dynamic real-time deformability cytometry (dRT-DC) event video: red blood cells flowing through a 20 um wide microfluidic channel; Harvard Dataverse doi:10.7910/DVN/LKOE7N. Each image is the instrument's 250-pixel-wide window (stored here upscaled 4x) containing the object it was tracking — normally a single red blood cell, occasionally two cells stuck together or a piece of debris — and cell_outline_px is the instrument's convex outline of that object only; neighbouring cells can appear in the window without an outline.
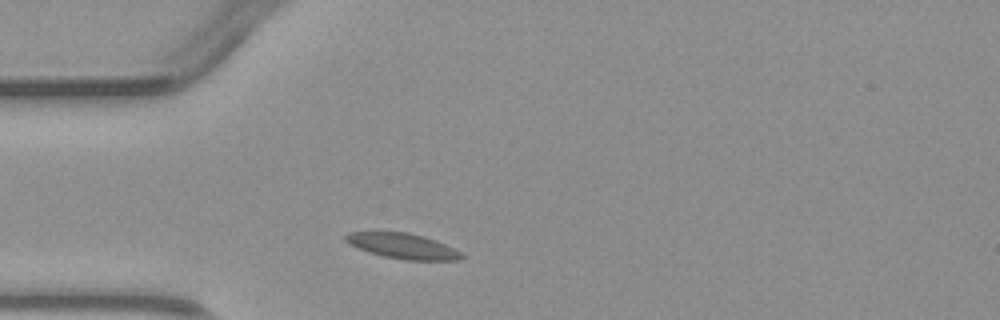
{"species": "common noctule bat (a hibernating species)", "species_latin": "Nyctalus noctula", "temperature_condition": "warm", "stored_images_in_passage": 1, "camera_frame_rate_fps": 3000, "um_per_image_px": 0.085, "animal": {"sex": "male", "body_mass_g": 23.1, "forearm_length_mm": 52.7}, "frame": {"image": 1, "passage_image": 1, "time_ms": 0.0, "image_size_px": [1000, 320], "cell_outline_px": [[464, 256], [460, 260], [404, 260], [384, 256], [368, 252], [348, 244], [344, 240], [344, 236], [348, 232], [408, 232], [424, 236], [436, 240], [460, 252]], "centroid_in_image_um": [34.19, 20.91], "position_along_channel_um": 50.8, "area_um2": 17.11}}